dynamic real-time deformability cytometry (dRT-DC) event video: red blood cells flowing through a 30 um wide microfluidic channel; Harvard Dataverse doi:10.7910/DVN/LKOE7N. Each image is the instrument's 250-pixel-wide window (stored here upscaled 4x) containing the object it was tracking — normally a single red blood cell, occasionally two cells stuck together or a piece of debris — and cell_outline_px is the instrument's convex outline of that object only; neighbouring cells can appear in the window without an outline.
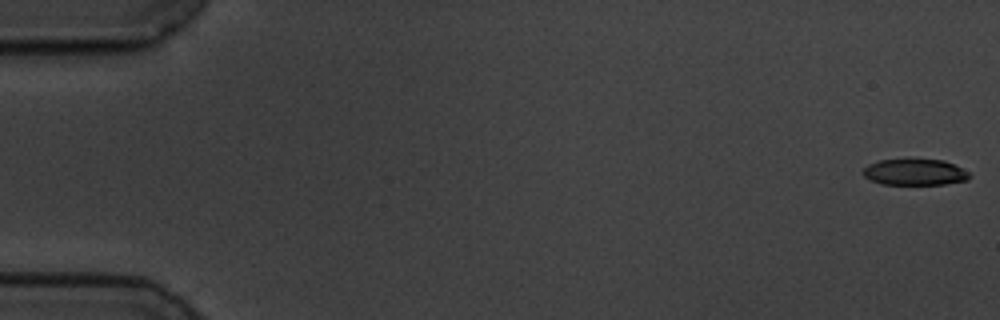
{"species": "common noctule bat (a hibernating species)", "species_latin": "Nyctalus noctula", "temperature_condition": "cold", "stored_images_in_passage": 58, "camera_frame_rate_fps": 3000, "um_per_image_px": 0.085, "animal": {"sex": "male", "body_mass_g": 19.5, "forearm_length_mm": 54.6}, "frame": {"image": 1, "passage_image": 1, "time_ms": 0.0, "image_size_px": [1000, 320], "cell_outline_px": [[972, 176], [968, 180], [944, 184], [880, 184], [864, 176], [860, 172], [868, 164], [880, 160], [908, 156], [944, 160], [968, 172]], "centroid_in_image_um": [77.72, 14.58], "position_along_channel_um": 7.3, "area_um2": 16.99}}
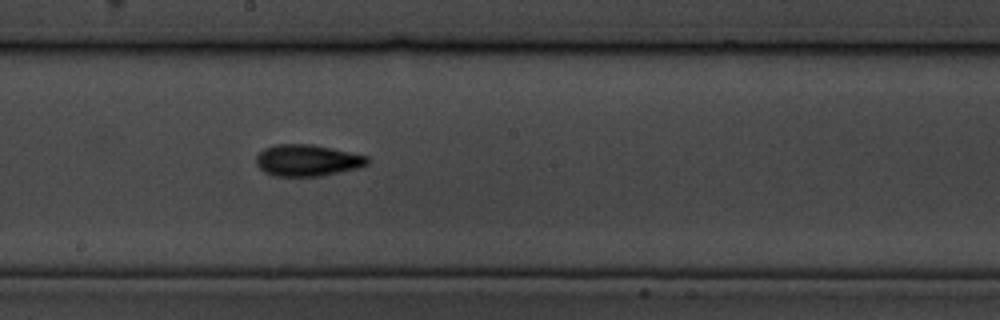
{"frame": {"image": 2, "passage_image": 32, "time_ms": 10.333, "image_size_px": [1000, 320], "cell_outline_px": [[372, 160], [368, 164], [360, 168], [320, 176], [272, 176], [264, 172], [256, 164], [256, 156], [264, 148], [276, 144], [312, 144], [332, 148], [368, 156]], "centroid_in_image_um": [26.15, 13.63], "position_along_channel_um": 222.1, "area_um2": 20.69}}
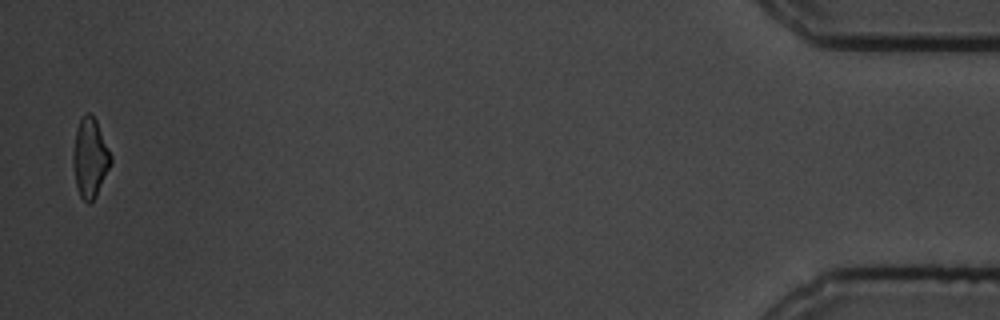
{"frame": {"image": 3, "passage_image": 57, "time_ms": 18.667, "image_size_px": [1000, 320], "cell_outline_px": [[112, 164], [96, 196], [88, 204], [80, 196], [76, 184], [72, 164], [72, 152], [76, 128], [84, 112], [92, 112], [96, 120], [112, 156]], "centroid_in_image_um": [7.65, 13.38], "position_along_channel_um": 427.6, "area_um2": 17.69}, "authors_computed_cell_mechanics": {"area_um2": 18.6116, "velocity_mm_per_s": 3.5092, "shape_relaxation_time_tau1_ms": 3.2401, "shape_relaxation_time_tau2_ms": 4.3925, "deformation_change_tau1": 0.1347, "deformation_change_tau2": 0.1239}}